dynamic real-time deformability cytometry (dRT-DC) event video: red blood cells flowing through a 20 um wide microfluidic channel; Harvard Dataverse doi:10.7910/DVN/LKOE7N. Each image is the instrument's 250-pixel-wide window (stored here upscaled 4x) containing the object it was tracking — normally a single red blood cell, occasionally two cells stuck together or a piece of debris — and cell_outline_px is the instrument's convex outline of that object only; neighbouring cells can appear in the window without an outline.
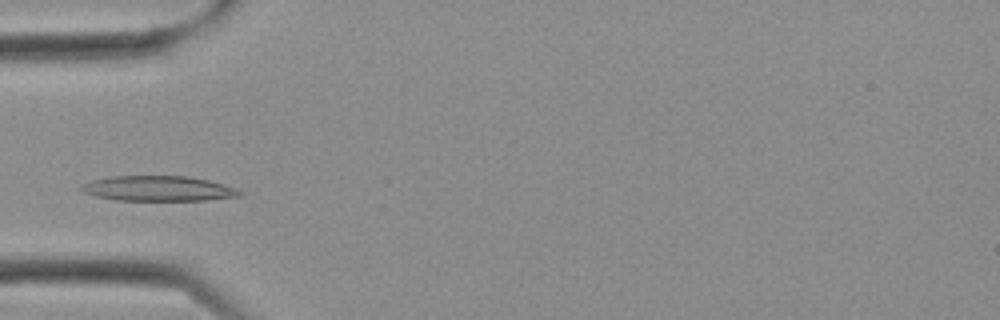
{"species": "Egyptian fruit bat (a non-hibernating species)", "species_latin": "Rousettus aegyptiacus", "temperature_condition": "cold", "stored_images_in_passage": 9, "camera_frame_rate_fps": 3000, "um_per_image_px": 0.085, "frame": {"image": 1, "passage_image": 6, "time_ms": 1.667, "image_size_px": [1000, 320], "cell_outline_px": [[244, 196], [208, 200], [112, 200], [96, 196], [84, 192], [80, 188], [84, 184], [92, 180], [108, 176], [188, 176], [208, 180], [236, 188], [244, 192]], "centroid_in_image_um": [13.5, 16.03], "position_along_channel_um": 71.5, "area_um2": 23.29}}
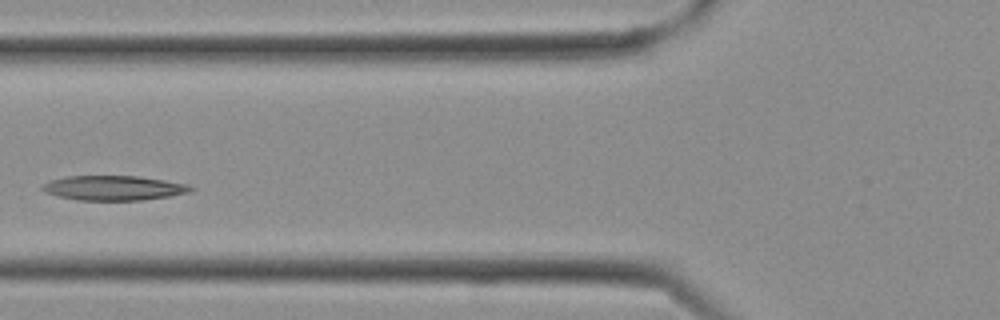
{"frame": {"image": 2, "passage_image": 8, "time_ms": 2.333, "image_size_px": [1000, 320], "cell_outline_px": [[196, 188], [192, 192], [168, 196], [140, 200], [76, 200], [44, 192], [40, 188], [44, 184], [52, 180], [68, 176], [136, 176], [164, 180], [188, 184]], "centroid_in_image_um": [9.7, 15.98], "position_along_channel_um": 116.1, "area_um2": 21.21}}